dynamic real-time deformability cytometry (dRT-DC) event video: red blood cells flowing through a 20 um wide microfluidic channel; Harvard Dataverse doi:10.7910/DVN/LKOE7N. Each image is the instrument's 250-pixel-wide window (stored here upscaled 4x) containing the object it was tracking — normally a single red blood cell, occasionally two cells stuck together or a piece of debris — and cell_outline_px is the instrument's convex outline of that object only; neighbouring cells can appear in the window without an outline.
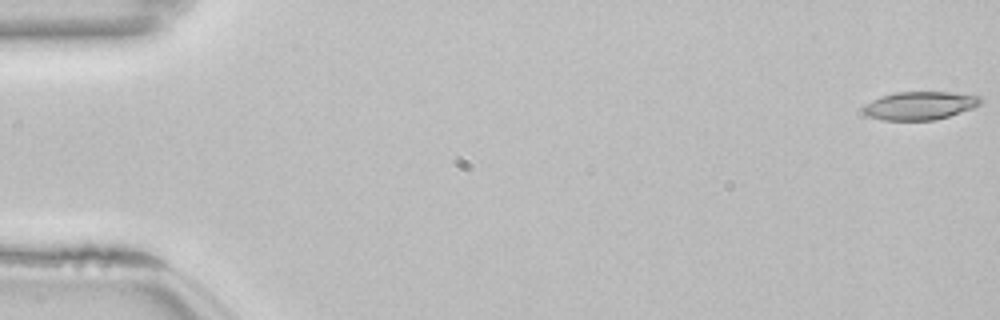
{"species": "common noctule bat (a hibernating species)", "species_latin": "Nyctalus noctula", "temperature_condition": "room temperature", "stored_images_in_passage": 41, "camera_frame_rate_fps": 3000, "um_per_image_px": 0.085, "animal": {"sex": "female", "body_mass_g": 22.7, "forearm_length_mm": 54.2}, "frame": {"image": 1, "passage_image": 1, "time_ms": 0.0, "image_size_px": [1000, 320], "cell_outline_px": [[984, 100], [976, 108], [936, 120], [884, 120], [868, 116], [864, 112], [864, 104], [880, 96], [896, 92], [952, 92], [980, 96]], "centroid_in_image_um": [78.24, 8.97], "position_along_channel_um": 6.8, "area_um2": 19.48}}
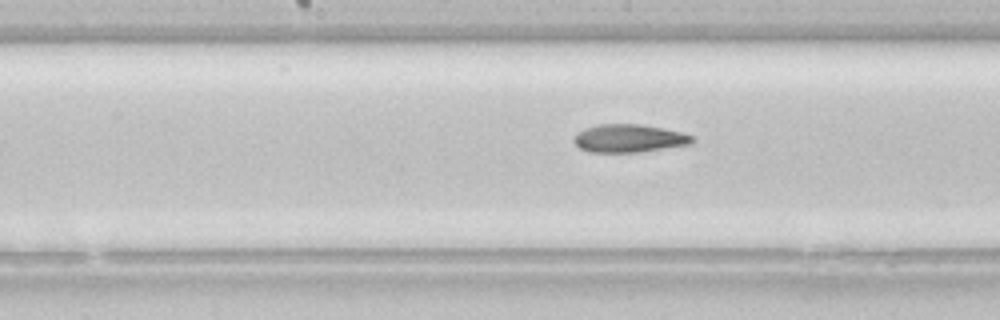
{"frame": {"image": 2, "passage_image": 28, "time_ms": 9.0, "image_size_px": [1000, 320], "cell_outline_px": [[696, 140], [692, 144], [640, 152], [588, 152], [580, 148], [572, 140], [576, 132], [584, 128], [600, 124], [640, 124], [664, 128], [680, 132], [692, 136]], "centroid_in_image_um": [53.45, 11.76], "position_along_channel_um": 194.7, "area_um2": 19.48}}
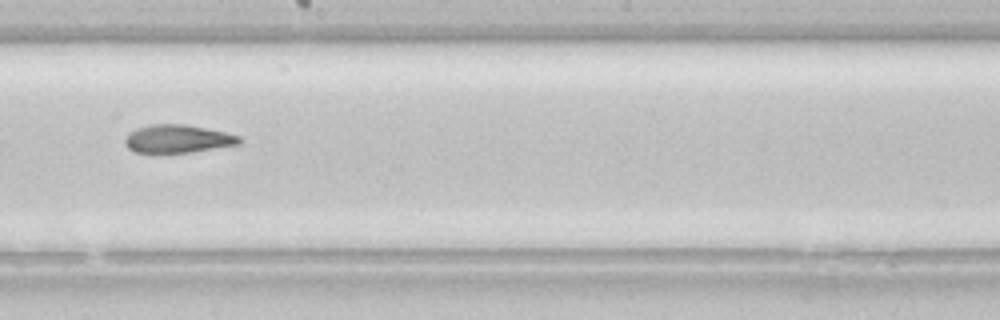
{"frame": {"image": 3, "passage_image": 31, "time_ms": 10.0, "image_size_px": [1000, 320], "cell_outline_px": [[240, 144], [192, 152], [136, 152], [128, 148], [124, 144], [124, 140], [132, 132], [140, 128], [152, 124], [184, 124], [224, 132], [240, 136]], "centroid_in_image_um": [15.13, 11.8], "position_along_channel_um": 233.1, "area_um2": 18.26}}